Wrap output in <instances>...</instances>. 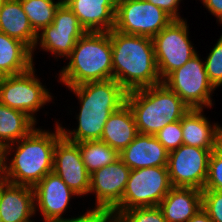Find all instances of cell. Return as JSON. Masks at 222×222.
Segmentation results:
<instances>
[{
    "instance_id": "ffe728a7",
    "label": "cell",
    "mask_w": 222,
    "mask_h": 222,
    "mask_svg": "<svg viewBox=\"0 0 222 222\" xmlns=\"http://www.w3.org/2000/svg\"><path fill=\"white\" fill-rule=\"evenodd\" d=\"M0 32L25 43L32 51L37 32L32 28L20 0H5L0 6Z\"/></svg>"
},
{
    "instance_id": "ac0fdd59",
    "label": "cell",
    "mask_w": 222,
    "mask_h": 222,
    "mask_svg": "<svg viewBox=\"0 0 222 222\" xmlns=\"http://www.w3.org/2000/svg\"><path fill=\"white\" fill-rule=\"evenodd\" d=\"M33 187L4 181L0 185V212L2 222H31L35 214Z\"/></svg>"
},
{
    "instance_id": "e0dca14e",
    "label": "cell",
    "mask_w": 222,
    "mask_h": 222,
    "mask_svg": "<svg viewBox=\"0 0 222 222\" xmlns=\"http://www.w3.org/2000/svg\"><path fill=\"white\" fill-rule=\"evenodd\" d=\"M120 159L131 170L167 166L169 152L154 135L138 133L119 153Z\"/></svg>"
},
{
    "instance_id": "7a4b0ae2",
    "label": "cell",
    "mask_w": 222,
    "mask_h": 222,
    "mask_svg": "<svg viewBox=\"0 0 222 222\" xmlns=\"http://www.w3.org/2000/svg\"><path fill=\"white\" fill-rule=\"evenodd\" d=\"M113 79L127 92L162 82L155 59L152 38L125 34L112 29Z\"/></svg>"
},
{
    "instance_id": "7c38bea8",
    "label": "cell",
    "mask_w": 222,
    "mask_h": 222,
    "mask_svg": "<svg viewBox=\"0 0 222 222\" xmlns=\"http://www.w3.org/2000/svg\"><path fill=\"white\" fill-rule=\"evenodd\" d=\"M37 34L41 47L60 56H68L77 41L87 32L77 16L64 4L59 6L51 25ZM41 35V36H40Z\"/></svg>"
},
{
    "instance_id": "484cf974",
    "label": "cell",
    "mask_w": 222,
    "mask_h": 222,
    "mask_svg": "<svg viewBox=\"0 0 222 222\" xmlns=\"http://www.w3.org/2000/svg\"><path fill=\"white\" fill-rule=\"evenodd\" d=\"M20 2L32 28L39 33L43 27L52 24L56 11L63 0L56 3L53 0H20Z\"/></svg>"
},
{
    "instance_id": "74e56055",
    "label": "cell",
    "mask_w": 222,
    "mask_h": 222,
    "mask_svg": "<svg viewBox=\"0 0 222 222\" xmlns=\"http://www.w3.org/2000/svg\"><path fill=\"white\" fill-rule=\"evenodd\" d=\"M4 172L3 170H0V185L4 182Z\"/></svg>"
},
{
    "instance_id": "7402d4cb",
    "label": "cell",
    "mask_w": 222,
    "mask_h": 222,
    "mask_svg": "<svg viewBox=\"0 0 222 222\" xmlns=\"http://www.w3.org/2000/svg\"><path fill=\"white\" fill-rule=\"evenodd\" d=\"M202 111L203 109H189L181 118L183 144L212 152L216 150L217 135L222 127L217 124L211 127Z\"/></svg>"
},
{
    "instance_id": "cb8c5ba5",
    "label": "cell",
    "mask_w": 222,
    "mask_h": 222,
    "mask_svg": "<svg viewBox=\"0 0 222 222\" xmlns=\"http://www.w3.org/2000/svg\"><path fill=\"white\" fill-rule=\"evenodd\" d=\"M34 124L26 113L0 103V146L3 148V162H7L6 154L13 149L12 145L27 136L34 129Z\"/></svg>"
},
{
    "instance_id": "f546056e",
    "label": "cell",
    "mask_w": 222,
    "mask_h": 222,
    "mask_svg": "<svg viewBox=\"0 0 222 222\" xmlns=\"http://www.w3.org/2000/svg\"><path fill=\"white\" fill-rule=\"evenodd\" d=\"M202 209L212 222H222V191L202 190Z\"/></svg>"
},
{
    "instance_id": "5b68a950",
    "label": "cell",
    "mask_w": 222,
    "mask_h": 222,
    "mask_svg": "<svg viewBox=\"0 0 222 222\" xmlns=\"http://www.w3.org/2000/svg\"><path fill=\"white\" fill-rule=\"evenodd\" d=\"M138 133L156 135L167 124L181 120L189 107L164 83L127 92Z\"/></svg>"
},
{
    "instance_id": "1f68e13d",
    "label": "cell",
    "mask_w": 222,
    "mask_h": 222,
    "mask_svg": "<svg viewBox=\"0 0 222 222\" xmlns=\"http://www.w3.org/2000/svg\"><path fill=\"white\" fill-rule=\"evenodd\" d=\"M60 222H117V216L112 210L95 208L87 211V213L82 216L72 219H63Z\"/></svg>"
},
{
    "instance_id": "3957f363",
    "label": "cell",
    "mask_w": 222,
    "mask_h": 222,
    "mask_svg": "<svg viewBox=\"0 0 222 222\" xmlns=\"http://www.w3.org/2000/svg\"><path fill=\"white\" fill-rule=\"evenodd\" d=\"M61 137L59 125L55 133L33 129L17 142L19 145L9 166L3 162L4 180L34 187L53 171L54 148Z\"/></svg>"
},
{
    "instance_id": "4316f807",
    "label": "cell",
    "mask_w": 222,
    "mask_h": 222,
    "mask_svg": "<svg viewBox=\"0 0 222 222\" xmlns=\"http://www.w3.org/2000/svg\"><path fill=\"white\" fill-rule=\"evenodd\" d=\"M117 222H167L159 206L125 210L117 216Z\"/></svg>"
},
{
    "instance_id": "e575fe53",
    "label": "cell",
    "mask_w": 222,
    "mask_h": 222,
    "mask_svg": "<svg viewBox=\"0 0 222 222\" xmlns=\"http://www.w3.org/2000/svg\"><path fill=\"white\" fill-rule=\"evenodd\" d=\"M187 222H212L208 214L201 209Z\"/></svg>"
},
{
    "instance_id": "4fadbf2b",
    "label": "cell",
    "mask_w": 222,
    "mask_h": 222,
    "mask_svg": "<svg viewBox=\"0 0 222 222\" xmlns=\"http://www.w3.org/2000/svg\"><path fill=\"white\" fill-rule=\"evenodd\" d=\"M53 172H55L76 194L89 193L91 175L82 161L79 143L63 136L54 148Z\"/></svg>"
},
{
    "instance_id": "4dcf8cb0",
    "label": "cell",
    "mask_w": 222,
    "mask_h": 222,
    "mask_svg": "<svg viewBox=\"0 0 222 222\" xmlns=\"http://www.w3.org/2000/svg\"><path fill=\"white\" fill-rule=\"evenodd\" d=\"M203 190L222 191V156L216 151H212L209 163L206 183Z\"/></svg>"
},
{
    "instance_id": "d590c367",
    "label": "cell",
    "mask_w": 222,
    "mask_h": 222,
    "mask_svg": "<svg viewBox=\"0 0 222 222\" xmlns=\"http://www.w3.org/2000/svg\"><path fill=\"white\" fill-rule=\"evenodd\" d=\"M216 151L222 156V128L219 130L217 135Z\"/></svg>"
},
{
    "instance_id": "6da1fadb",
    "label": "cell",
    "mask_w": 222,
    "mask_h": 222,
    "mask_svg": "<svg viewBox=\"0 0 222 222\" xmlns=\"http://www.w3.org/2000/svg\"><path fill=\"white\" fill-rule=\"evenodd\" d=\"M80 99L79 125L62 136L74 143L100 140L108 117L126 103L127 91L114 79L68 87ZM73 135V136H71Z\"/></svg>"
},
{
    "instance_id": "836d02e7",
    "label": "cell",
    "mask_w": 222,
    "mask_h": 222,
    "mask_svg": "<svg viewBox=\"0 0 222 222\" xmlns=\"http://www.w3.org/2000/svg\"><path fill=\"white\" fill-rule=\"evenodd\" d=\"M205 7L222 23V0H202Z\"/></svg>"
},
{
    "instance_id": "603a6c76",
    "label": "cell",
    "mask_w": 222,
    "mask_h": 222,
    "mask_svg": "<svg viewBox=\"0 0 222 222\" xmlns=\"http://www.w3.org/2000/svg\"><path fill=\"white\" fill-rule=\"evenodd\" d=\"M32 53L25 43L0 32V76L27 72L33 67Z\"/></svg>"
},
{
    "instance_id": "ba28073f",
    "label": "cell",
    "mask_w": 222,
    "mask_h": 222,
    "mask_svg": "<svg viewBox=\"0 0 222 222\" xmlns=\"http://www.w3.org/2000/svg\"><path fill=\"white\" fill-rule=\"evenodd\" d=\"M162 83L175 92L189 109L212 106L210 93L215 88L209 81L205 64L200 61L198 54L171 72Z\"/></svg>"
},
{
    "instance_id": "d6986e66",
    "label": "cell",
    "mask_w": 222,
    "mask_h": 222,
    "mask_svg": "<svg viewBox=\"0 0 222 222\" xmlns=\"http://www.w3.org/2000/svg\"><path fill=\"white\" fill-rule=\"evenodd\" d=\"M159 207L167 222H187L202 209V190L172 187Z\"/></svg>"
},
{
    "instance_id": "9c48e42d",
    "label": "cell",
    "mask_w": 222,
    "mask_h": 222,
    "mask_svg": "<svg viewBox=\"0 0 222 222\" xmlns=\"http://www.w3.org/2000/svg\"><path fill=\"white\" fill-rule=\"evenodd\" d=\"M34 67L18 75L3 76L0 79V103L26 113L34 122L33 114L51 96L47 89L35 78Z\"/></svg>"
},
{
    "instance_id": "30bf717a",
    "label": "cell",
    "mask_w": 222,
    "mask_h": 222,
    "mask_svg": "<svg viewBox=\"0 0 222 222\" xmlns=\"http://www.w3.org/2000/svg\"><path fill=\"white\" fill-rule=\"evenodd\" d=\"M173 19L146 0H127L117 4L114 30L153 38Z\"/></svg>"
},
{
    "instance_id": "8fae6325",
    "label": "cell",
    "mask_w": 222,
    "mask_h": 222,
    "mask_svg": "<svg viewBox=\"0 0 222 222\" xmlns=\"http://www.w3.org/2000/svg\"><path fill=\"white\" fill-rule=\"evenodd\" d=\"M211 151L182 144L169 152L167 169L173 187L203 190Z\"/></svg>"
},
{
    "instance_id": "d6a6232c",
    "label": "cell",
    "mask_w": 222,
    "mask_h": 222,
    "mask_svg": "<svg viewBox=\"0 0 222 222\" xmlns=\"http://www.w3.org/2000/svg\"><path fill=\"white\" fill-rule=\"evenodd\" d=\"M149 3L161 8L166 14H168L173 20H181L177 13V7L180 0H146Z\"/></svg>"
},
{
    "instance_id": "277c9868",
    "label": "cell",
    "mask_w": 222,
    "mask_h": 222,
    "mask_svg": "<svg viewBox=\"0 0 222 222\" xmlns=\"http://www.w3.org/2000/svg\"><path fill=\"white\" fill-rule=\"evenodd\" d=\"M69 64L60 80L68 87L113 79L112 45L109 32H86L67 56Z\"/></svg>"
},
{
    "instance_id": "d4e9b609",
    "label": "cell",
    "mask_w": 222,
    "mask_h": 222,
    "mask_svg": "<svg viewBox=\"0 0 222 222\" xmlns=\"http://www.w3.org/2000/svg\"><path fill=\"white\" fill-rule=\"evenodd\" d=\"M79 150L90 175L120 158L117 150L100 140L80 142Z\"/></svg>"
},
{
    "instance_id": "f1b7e54d",
    "label": "cell",
    "mask_w": 222,
    "mask_h": 222,
    "mask_svg": "<svg viewBox=\"0 0 222 222\" xmlns=\"http://www.w3.org/2000/svg\"><path fill=\"white\" fill-rule=\"evenodd\" d=\"M155 137L168 152L179 148L183 144V133L180 120L167 124L155 135Z\"/></svg>"
},
{
    "instance_id": "8992f818",
    "label": "cell",
    "mask_w": 222,
    "mask_h": 222,
    "mask_svg": "<svg viewBox=\"0 0 222 222\" xmlns=\"http://www.w3.org/2000/svg\"><path fill=\"white\" fill-rule=\"evenodd\" d=\"M172 187L167 166L131 170L121 203L113 212L118 216L132 208L159 206Z\"/></svg>"
},
{
    "instance_id": "2e32d148",
    "label": "cell",
    "mask_w": 222,
    "mask_h": 222,
    "mask_svg": "<svg viewBox=\"0 0 222 222\" xmlns=\"http://www.w3.org/2000/svg\"><path fill=\"white\" fill-rule=\"evenodd\" d=\"M88 32H109L115 27L114 0H63Z\"/></svg>"
},
{
    "instance_id": "8d00e7d4",
    "label": "cell",
    "mask_w": 222,
    "mask_h": 222,
    "mask_svg": "<svg viewBox=\"0 0 222 222\" xmlns=\"http://www.w3.org/2000/svg\"><path fill=\"white\" fill-rule=\"evenodd\" d=\"M0 170H3V148L0 146Z\"/></svg>"
},
{
    "instance_id": "5bb4252c",
    "label": "cell",
    "mask_w": 222,
    "mask_h": 222,
    "mask_svg": "<svg viewBox=\"0 0 222 222\" xmlns=\"http://www.w3.org/2000/svg\"><path fill=\"white\" fill-rule=\"evenodd\" d=\"M131 169L119 158L91 174L89 192L96 193V207L114 211L121 203Z\"/></svg>"
},
{
    "instance_id": "83f0119b",
    "label": "cell",
    "mask_w": 222,
    "mask_h": 222,
    "mask_svg": "<svg viewBox=\"0 0 222 222\" xmlns=\"http://www.w3.org/2000/svg\"><path fill=\"white\" fill-rule=\"evenodd\" d=\"M205 69L214 88L222 85V35L206 60Z\"/></svg>"
},
{
    "instance_id": "f35d334b",
    "label": "cell",
    "mask_w": 222,
    "mask_h": 222,
    "mask_svg": "<svg viewBox=\"0 0 222 222\" xmlns=\"http://www.w3.org/2000/svg\"><path fill=\"white\" fill-rule=\"evenodd\" d=\"M114 1H115L116 5H117V4H119L121 2H124V1H127V0H114Z\"/></svg>"
},
{
    "instance_id": "9a60e30c",
    "label": "cell",
    "mask_w": 222,
    "mask_h": 222,
    "mask_svg": "<svg viewBox=\"0 0 222 222\" xmlns=\"http://www.w3.org/2000/svg\"><path fill=\"white\" fill-rule=\"evenodd\" d=\"M34 200L43 214L45 222H60L72 195H77L55 173H48L34 187Z\"/></svg>"
},
{
    "instance_id": "ab89813d",
    "label": "cell",
    "mask_w": 222,
    "mask_h": 222,
    "mask_svg": "<svg viewBox=\"0 0 222 222\" xmlns=\"http://www.w3.org/2000/svg\"><path fill=\"white\" fill-rule=\"evenodd\" d=\"M5 0H0V5H2V3L4 2Z\"/></svg>"
},
{
    "instance_id": "52a82bcc",
    "label": "cell",
    "mask_w": 222,
    "mask_h": 222,
    "mask_svg": "<svg viewBox=\"0 0 222 222\" xmlns=\"http://www.w3.org/2000/svg\"><path fill=\"white\" fill-rule=\"evenodd\" d=\"M187 30L183 19L172 20L152 38L157 69L162 81L197 54L188 39Z\"/></svg>"
},
{
    "instance_id": "44dd1931",
    "label": "cell",
    "mask_w": 222,
    "mask_h": 222,
    "mask_svg": "<svg viewBox=\"0 0 222 222\" xmlns=\"http://www.w3.org/2000/svg\"><path fill=\"white\" fill-rule=\"evenodd\" d=\"M137 134L133 112L125 103L108 117L100 141L120 153L135 139Z\"/></svg>"
}]
</instances>
